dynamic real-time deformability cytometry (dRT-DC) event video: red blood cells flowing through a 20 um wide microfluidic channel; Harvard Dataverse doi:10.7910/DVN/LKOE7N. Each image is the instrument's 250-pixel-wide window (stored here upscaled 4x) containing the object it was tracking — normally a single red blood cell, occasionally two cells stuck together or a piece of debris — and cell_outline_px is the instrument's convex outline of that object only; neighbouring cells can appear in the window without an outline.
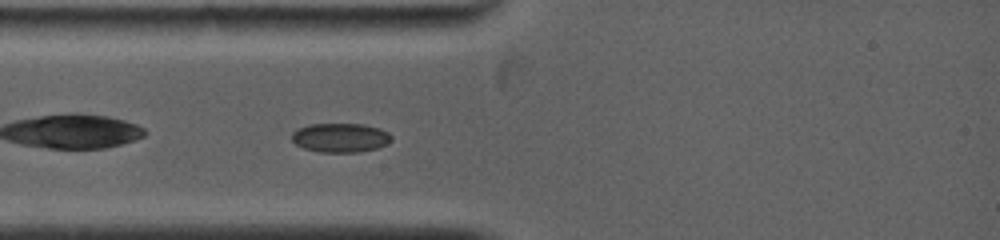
{"species": "common noctule bat (a hibernating species)", "species_latin": "Nyctalus noctula", "temperature_condition": "warm", "stored_images_in_passage": 19, "camera_frame_rate_fps": 5000, "um_per_image_px": 0.085, "animal": {"sex": "female", "body_mass_g": 19.0, "forearm_length_mm": 53.3}, "frame": {"image": 1, "passage_image": 8, "time_ms": 1.0, "image_size_px": [1000, 240], "cell_outline_px": [[392, 140], [388, 144], [376, 148], [356, 152], [320, 152], [304, 148], [296, 144], [292, 140], [292, 132], [296, 128], [308, 124], [364, 124], [380, 128], [388, 132], [392, 136]], "centroid_in_image_um": [28.93, 11.69], "position_along_channel_um": 56.1, "area_um2": 17.05}}
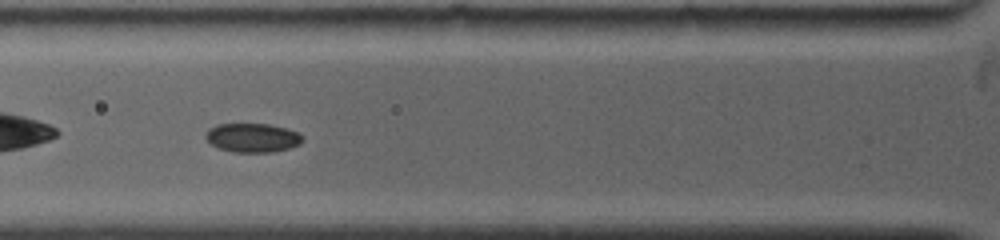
{"frame": {"image": 2, "passage_image": 18, "time_ms": 2.2, "image_size_px": [1000, 240], "cell_outline_px": [[304, 140], [300, 144], [288, 148], [272, 152], [232, 152], [216, 148], [204, 136], [208, 128], [216, 124], [268, 124], [300, 132], [304, 136]], "centroid_in_image_um": [21.46, 11.71], "position_along_channel_um": 104.3, "area_um2": 16.53}}